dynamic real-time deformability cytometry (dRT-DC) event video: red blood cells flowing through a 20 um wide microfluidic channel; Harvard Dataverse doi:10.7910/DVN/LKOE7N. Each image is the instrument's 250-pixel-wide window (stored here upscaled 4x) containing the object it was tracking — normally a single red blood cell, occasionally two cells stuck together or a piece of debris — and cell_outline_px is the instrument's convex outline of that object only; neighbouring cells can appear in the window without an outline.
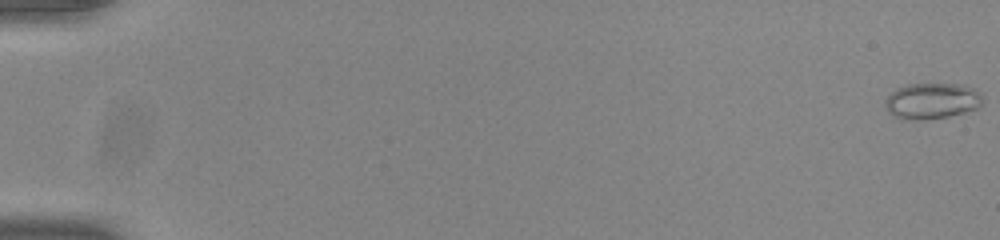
{"species": "common noctule bat (a hibernating species)", "species_latin": "Nyctalus noctula", "temperature_condition": "room temperature", "stored_images_in_passage": 55, "camera_frame_rate_fps": 3000, "um_per_image_px": 0.085, "animal": {"sex": "male", "body_mass_g": 20.0, "forearm_length_mm": 53.3}, "frame": {"image": 1, "passage_image": 1, "time_ms": 0.0, "image_size_px": [1000, 240], "cell_outline_px": [[984, 104], [980, 108], [948, 116], [928, 120], [900, 120], [892, 116], [888, 112], [884, 104], [884, 100], [896, 88], [908, 84], [964, 84], [976, 88], [984, 96]], "centroid_in_image_um": [79.24, 8.59], "position_along_channel_um": 5.8, "area_um2": 21.15}}
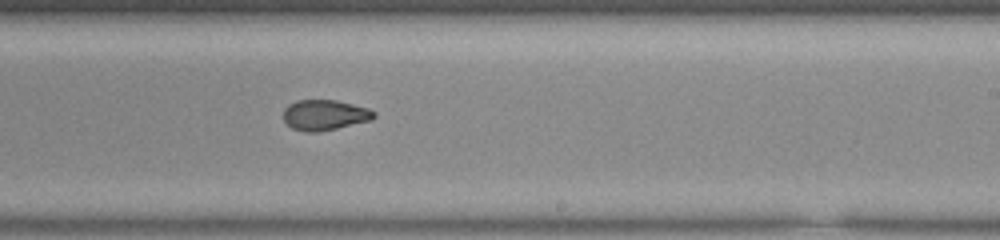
{"frame": {"image": 2, "passage_image": 35, "time_ms": 11.333, "image_size_px": [1000, 240], "cell_outline_px": [[376, 116], [372, 120], [336, 128], [316, 132], [304, 132], [292, 128], [284, 120], [284, 108], [288, 104], [296, 100], [336, 100], [368, 108], [376, 112]], "centroid_in_image_um": [27.6, 9.77], "position_along_channel_um": 261.4, "area_um2": 16.07}}
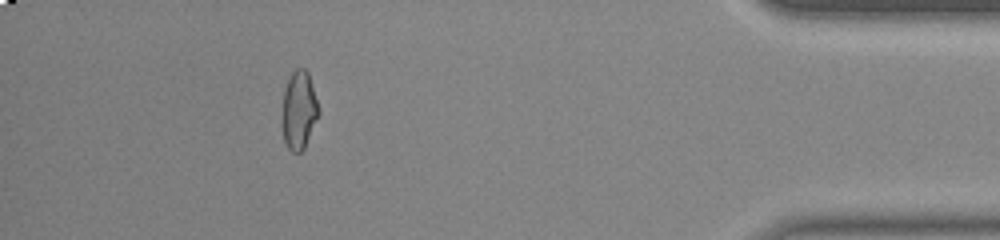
{"frame": {"image": 3, "passage_image": 50, "time_ms": 16.333, "image_size_px": [1000, 240], "cell_outline_px": [[320, 116], [304, 148], [300, 152], [292, 152], [288, 148], [284, 140], [280, 124], [284, 88], [292, 72], [296, 68], [304, 68], [308, 72], [320, 112]], "centroid_in_image_um": [25.39, 9.39], "position_along_channel_um": 409.8, "area_um2": 17.05}, "authors_computed_cell_mechanics": {"area_um2": 17.1088, "velocity_mm_per_s": 3.9154, "shape_relaxation_time_tau1_ms": 7.8303, "shape_relaxation_time_tau2_ms": 1.7532, "deformation_change_tau1": 0.207, "deformation_change_tau2": 0.069}}